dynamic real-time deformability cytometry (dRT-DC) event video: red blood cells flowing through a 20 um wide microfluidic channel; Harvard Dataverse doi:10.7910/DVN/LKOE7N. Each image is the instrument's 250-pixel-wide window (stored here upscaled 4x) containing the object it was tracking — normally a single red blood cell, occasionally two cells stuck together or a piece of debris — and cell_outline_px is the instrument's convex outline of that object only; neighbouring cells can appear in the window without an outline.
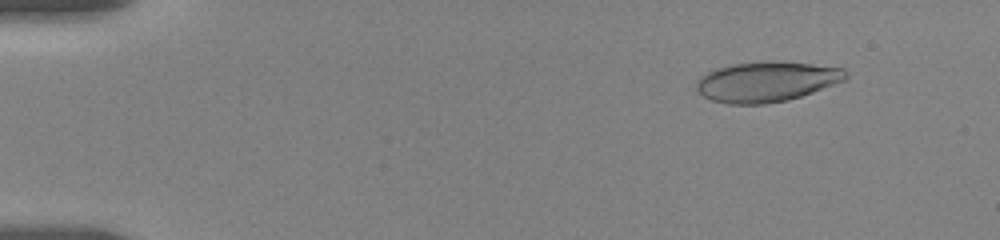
{"species": "human", "species_latin": "Homo sapiens", "temperature_condition": "room temperature", "stored_images_in_passage": 55, "camera_frame_rate_fps": 3000, "um_per_image_px": 0.085, "donor": {"sex": "female"}, "frame": {"image": 1, "passage_image": 6, "time_ms": 1.667, "image_size_px": [1000, 240], "cell_outline_px": [[848, 76], [844, 80], [812, 92], [788, 100], [764, 104], [728, 104], [712, 100], [704, 96], [696, 88], [696, 80], [700, 76], [716, 68], [732, 64], [812, 64], [844, 68], [848, 72]], "centroid_in_image_um": [65.13, 6.98], "position_along_channel_um": 19.9, "area_um2": 33.81}}
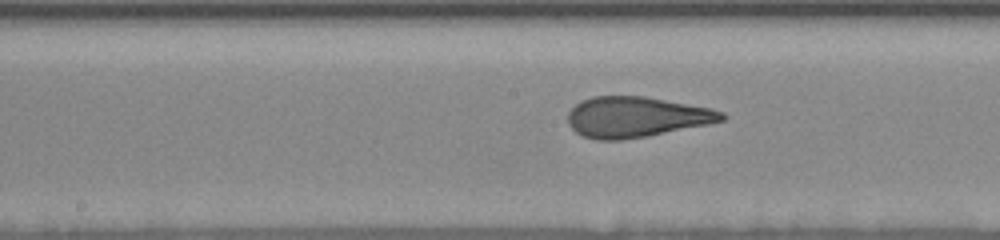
{"frame": {"image": 2, "passage_image": 29, "time_ms": 9.333, "image_size_px": [1000, 240], "cell_outline_px": [[728, 116], [724, 120], [708, 124], [648, 136], [620, 140], [596, 140], [584, 136], [576, 132], [568, 124], [568, 112], [580, 100], [592, 96], [644, 96], [712, 108], [724, 112]], "centroid_in_image_um": [54.08, 9.94], "position_along_channel_um": 194.1, "area_um2": 36.47}}
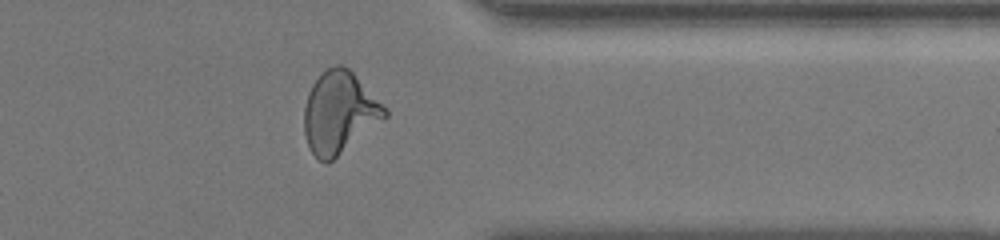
{"frame": {"image": 3, "passage_image": 45, "time_ms": 14.667, "image_size_px": [1000, 240], "cell_outline_px": [[388, 116], [384, 120], [328, 164], [324, 164], [308, 148], [304, 132], [304, 108], [308, 92], [312, 84], [320, 72], [336, 64], [344, 64], [388, 108]], "centroid_in_image_um": [28.85, 9.57], "position_along_channel_um": 382.6, "area_um2": 38.84}, "authors_computed_cell_mechanics": {"area_um2": 35.9516, "velocity_mm_per_s": 3.64, "shape_relaxation_time_tau1_ms": 6.8077, "shape_relaxation_time_tau2_ms": 0.8908, "deformation_change_tau1": 0.2278, "deformation_change_tau2": 0.0856}}